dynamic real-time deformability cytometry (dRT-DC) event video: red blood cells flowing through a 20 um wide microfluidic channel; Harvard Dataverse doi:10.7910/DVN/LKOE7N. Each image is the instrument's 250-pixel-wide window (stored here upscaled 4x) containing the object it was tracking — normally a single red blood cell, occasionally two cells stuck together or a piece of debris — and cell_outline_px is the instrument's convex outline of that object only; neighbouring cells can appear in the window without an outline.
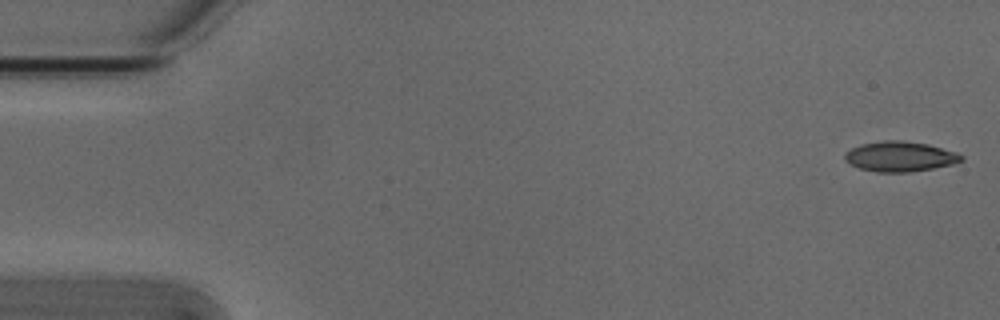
{"species": "Egyptian fruit bat (a non-hibernating species)", "species_latin": "Rousettus aegyptiacus", "temperature_condition": "cold", "stored_images_in_passage": 4, "camera_frame_rate_fps": 3000, "um_per_image_px": 0.085, "animal": {"sex": "male"}, "frame": {"image": 1, "passage_image": 1, "time_ms": 0.0, "image_size_px": [1000, 320], "cell_outline_px": [[964, 160], [952, 164], [932, 168], [908, 172], [876, 172], [860, 168], [844, 160], [844, 152], [860, 144], [884, 140], [900, 140], [928, 144], [956, 152], [964, 156]], "centroid_in_image_um": [76.49, 13.29], "position_along_channel_um": 8.5, "area_um2": 20.4}}
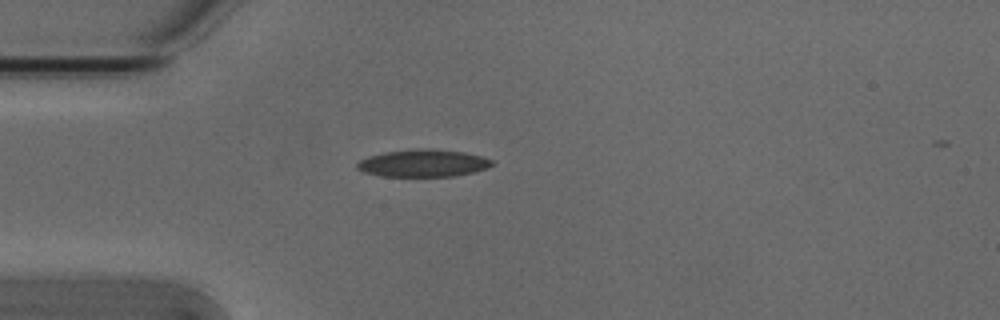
{"frame": {"image": 2, "passage_image": 4, "time_ms": 1.0, "image_size_px": [1000, 320], "cell_outline_px": [[492, 164], [484, 168], [472, 172], [452, 176], [380, 176], [364, 172], [356, 168], [356, 164], [360, 160], [372, 156], [388, 152], [416, 148], [428, 148], [464, 152], [480, 156], [492, 160]], "centroid_in_image_um": [35.94, 13.87], "position_along_channel_um": 49.1, "area_um2": 21.1}}